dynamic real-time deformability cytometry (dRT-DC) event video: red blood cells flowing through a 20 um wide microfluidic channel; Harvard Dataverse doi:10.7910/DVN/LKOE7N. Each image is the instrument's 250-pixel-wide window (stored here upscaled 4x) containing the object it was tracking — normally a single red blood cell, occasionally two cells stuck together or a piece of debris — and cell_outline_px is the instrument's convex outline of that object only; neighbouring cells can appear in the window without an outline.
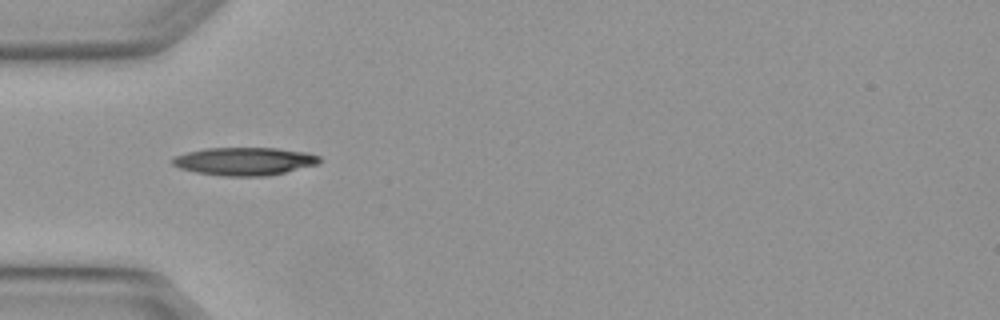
{"species": "Egyptian fruit bat (a non-hibernating species)", "species_latin": "Rousettus aegyptiacus", "temperature_condition": "warm", "stored_images_in_passage": 3, "camera_frame_rate_fps": 3000, "um_per_image_px": 0.085, "animal": {"sex": "female"}, "frame": {"image": 1, "passage_image": 2, "time_ms": 0.333, "image_size_px": [1000, 320], "cell_outline_px": [[320, 164], [268, 176], [224, 176], [196, 172], [180, 168], [172, 164], [172, 156], [188, 152], [208, 148], [276, 148], [308, 152], [320, 156]], "centroid_in_image_um": [20.81, 13.71], "position_along_channel_um": 64.2, "area_um2": 24.04}}
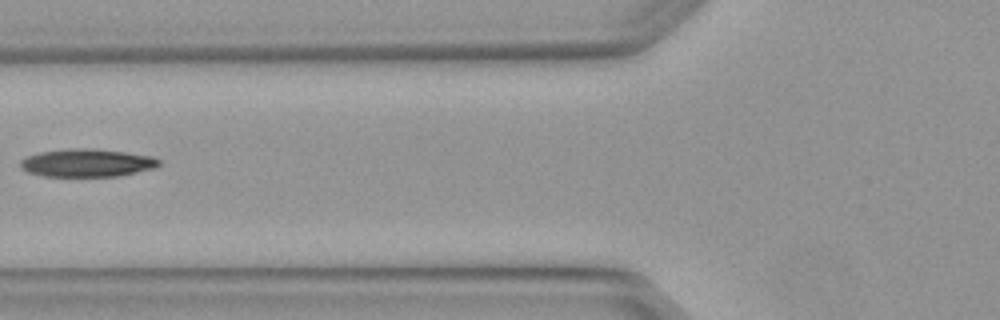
{"frame": {"image": 2, "passage_image": 3, "time_ms": 0.667, "image_size_px": [1000, 320], "cell_outline_px": [[160, 164], [156, 168], [116, 176], [44, 176], [28, 172], [20, 168], [20, 160], [28, 156], [40, 152], [72, 148], [84, 148], [124, 152], [152, 156], [160, 160]], "centroid_in_image_um": [7.39, 13.85], "position_along_channel_um": 118.4, "area_um2": 22.37}}